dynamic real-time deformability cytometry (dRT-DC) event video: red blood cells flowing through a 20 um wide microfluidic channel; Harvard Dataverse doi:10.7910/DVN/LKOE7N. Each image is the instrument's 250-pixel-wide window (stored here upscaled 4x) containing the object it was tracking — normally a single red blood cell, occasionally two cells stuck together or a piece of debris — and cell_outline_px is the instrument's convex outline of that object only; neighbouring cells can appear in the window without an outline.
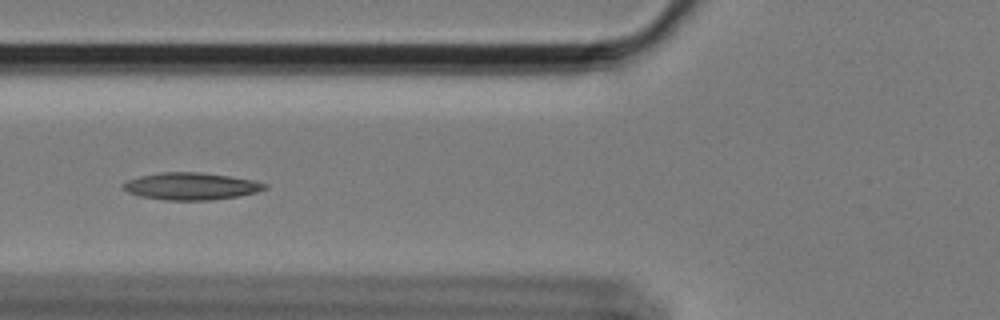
{"species": "Egyptian fruit bat (a non-hibernating species)", "species_latin": "Rousettus aegyptiacus", "temperature_condition": "cold", "stored_images_in_passage": 21, "camera_frame_rate_fps": 3000, "um_per_image_px": 0.085, "animal": {"sex": "female"}, "frame": {"image": 1, "passage_image": 8, "time_ms": 2.333, "image_size_px": [1000, 320], "cell_outline_px": [[268, 188], [256, 192], [240, 196], [212, 200], [164, 200], [140, 196], [128, 192], [120, 188], [120, 184], [128, 180], [140, 176], [160, 172], [200, 172], [256, 180], [268, 184]], "centroid_in_image_um": [16.24, 15.83], "position_along_channel_um": 109.6, "area_um2": 22.66}}
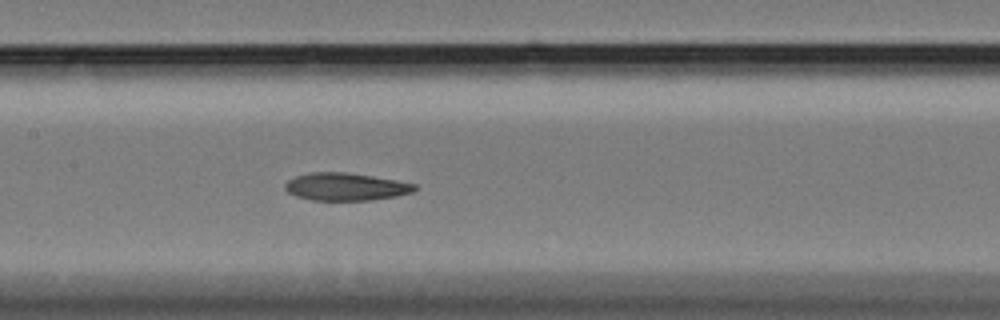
{"frame": {"image": 2, "passage_image": 14, "time_ms": 4.333, "image_size_px": [1000, 320], "cell_outline_px": [[416, 188], [412, 192], [396, 196], [368, 200], [312, 200], [296, 196], [288, 192], [284, 188], [284, 184], [288, 180], [296, 176], [308, 172], [344, 172], [372, 176], [396, 180], [416, 184]], "centroid_in_image_um": [29.35, 15.86], "position_along_channel_um": 178.1, "area_um2": 20.75}}
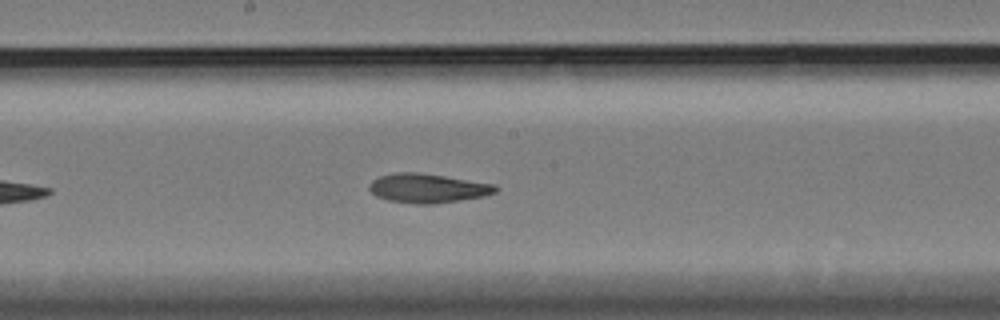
{"frame": {"image": 3, "passage_image": 17, "time_ms": 5.333, "image_size_px": [1000, 320], "cell_outline_px": [[500, 188], [496, 192], [484, 196], [460, 200], [432, 204], [416, 204], [388, 200], [376, 196], [368, 188], [368, 184], [372, 180], [380, 176], [396, 172], [416, 172], [444, 176], [496, 184]], "centroid_in_image_um": [36.36, 15.99], "position_along_channel_um": 211.8, "area_um2": 21.5}}